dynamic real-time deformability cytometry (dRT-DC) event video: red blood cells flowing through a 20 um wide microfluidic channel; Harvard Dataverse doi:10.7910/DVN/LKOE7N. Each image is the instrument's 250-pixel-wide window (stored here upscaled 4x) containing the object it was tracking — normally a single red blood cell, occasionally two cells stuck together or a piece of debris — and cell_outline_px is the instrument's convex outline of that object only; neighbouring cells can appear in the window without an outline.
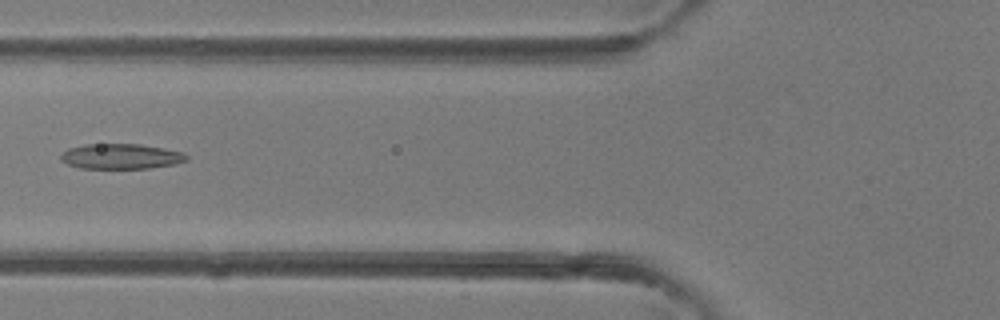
{"species": "common noctule bat (a hibernating species)", "species_latin": "Nyctalus noctula", "temperature_condition": "room temperature", "stored_images_in_passage": 5, "camera_frame_rate_fps": 3000, "um_per_image_px": 0.085, "animal": {"sex": "female"}, "frame": {"image": 1, "passage_image": 5, "time_ms": 4.333, "image_size_px": [1000, 320], "cell_outline_px": [[188, 160], [172, 164], [148, 168], [80, 168], [68, 164], [60, 160], [60, 156], [68, 148], [84, 144], [140, 144], [164, 148], [184, 152], [188, 156]], "centroid_in_image_um": [10.28, 13.28], "position_along_channel_um": 115.5, "area_um2": 18.44}}